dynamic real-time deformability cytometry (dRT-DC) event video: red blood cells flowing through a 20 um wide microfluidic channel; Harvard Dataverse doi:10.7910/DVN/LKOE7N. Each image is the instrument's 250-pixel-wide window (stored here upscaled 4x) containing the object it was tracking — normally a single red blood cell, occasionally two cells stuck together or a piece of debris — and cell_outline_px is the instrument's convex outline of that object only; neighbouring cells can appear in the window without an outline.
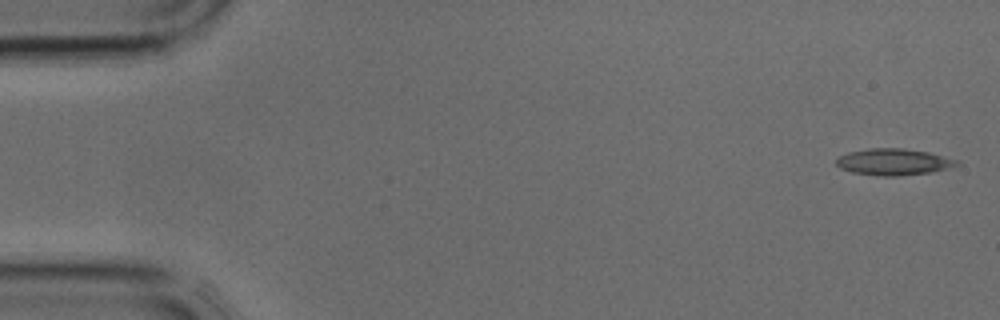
{"species": "common noctule bat (a hibernating species)", "species_latin": "Nyctalus noctula", "temperature_condition": "cold", "stored_images_in_passage": 39, "camera_frame_rate_fps": 3000, "um_per_image_px": 0.085, "animal": {"sex": "male", "body_mass_g": 17.9, "forearm_length_mm": 54.2}, "frame": {"image": 1, "passage_image": 1, "time_ms": 0.0, "image_size_px": [1000, 320], "cell_outline_px": [[960, 164], [948, 168], [932, 172], [896, 176], [884, 176], [852, 172], [840, 168], [836, 164], [836, 160], [840, 156], [848, 152], [872, 148], [900, 148], [928, 152], [956, 160]], "centroid_in_image_um": [75.93, 13.76], "position_along_channel_um": 9.1, "area_um2": 18.32}}
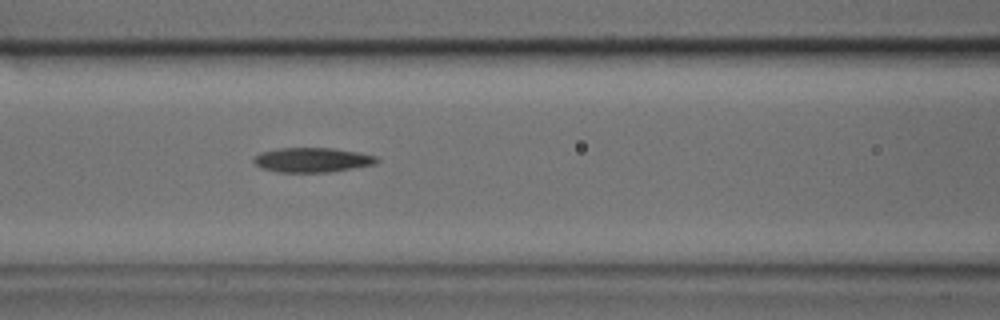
{"frame": {"image": 2, "passage_image": 16, "time_ms": 5.0, "image_size_px": [1000, 320], "cell_outline_px": [[380, 160], [376, 164], [328, 172], [276, 172], [260, 168], [252, 160], [260, 152], [276, 148], [332, 148], [360, 152], [376, 156]], "centroid_in_image_um": [26.53, 13.59], "position_along_channel_um": 140.1, "area_um2": 17.74}}
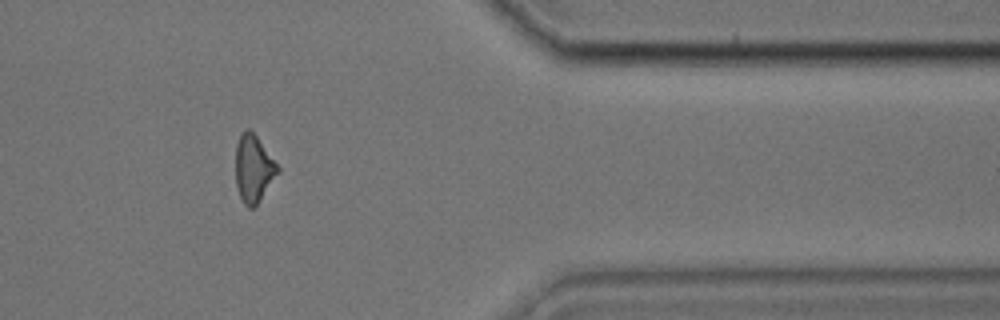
{"frame": {"image": 3, "passage_image": 32, "time_ms": 10.333, "image_size_px": [1000, 320], "cell_outline_px": [[280, 172], [256, 208], [248, 208], [244, 204], [240, 196], [236, 184], [236, 144], [240, 132], [244, 128], [248, 128], [256, 136], [280, 168]], "centroid_in_image_um": [21.56, 14.36], "position_along_channel_um": 389.8, "area_um2": 16.76}}